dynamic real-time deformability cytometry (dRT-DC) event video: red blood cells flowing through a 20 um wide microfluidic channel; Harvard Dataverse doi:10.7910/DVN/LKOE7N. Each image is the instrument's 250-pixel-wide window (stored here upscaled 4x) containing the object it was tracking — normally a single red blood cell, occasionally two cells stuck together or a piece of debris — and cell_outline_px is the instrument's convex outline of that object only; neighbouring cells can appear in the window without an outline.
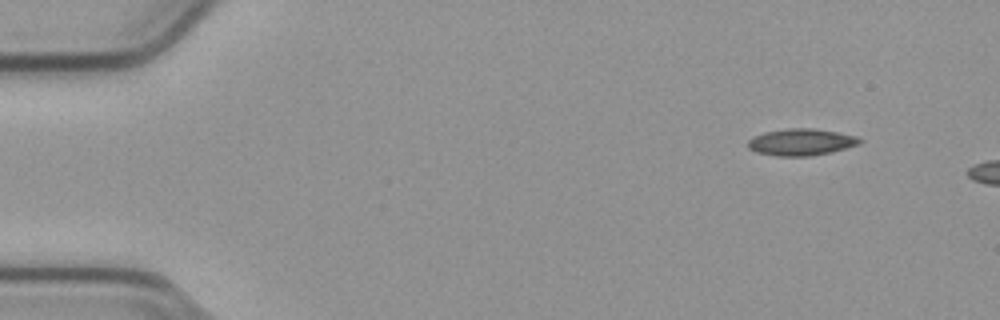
{"species": "common noctule bat (a hibernating species)", "species_latin": "Nyctalus noctula", "temperature_condition": "cold", "stored_images_in_passage": 5, "camera_frame_rate_fps": 3000, "um_per_image_px": 0.085, "animal": {"sex": "male", "body_mass_g": 23.1, "forearm_length_mm": 52.7}, "frame": {"image": 1, "passage_image": 1, "time_ms": 0.0, "image_size_px": [1000, 320], "cell_outline_px": [[864, 140], [860, 144], [828, 152], [808, 156], [776, 156], [756, 152], [748, 148], [748, 140], [752, 136], [764, 132], [788, 128], [812, 128], [836, 132], [856, 136]], "centroid_in_image_um": [68.06, 12.07], "position_along_channel_um": 16.9, "area_um2": 17.34}}